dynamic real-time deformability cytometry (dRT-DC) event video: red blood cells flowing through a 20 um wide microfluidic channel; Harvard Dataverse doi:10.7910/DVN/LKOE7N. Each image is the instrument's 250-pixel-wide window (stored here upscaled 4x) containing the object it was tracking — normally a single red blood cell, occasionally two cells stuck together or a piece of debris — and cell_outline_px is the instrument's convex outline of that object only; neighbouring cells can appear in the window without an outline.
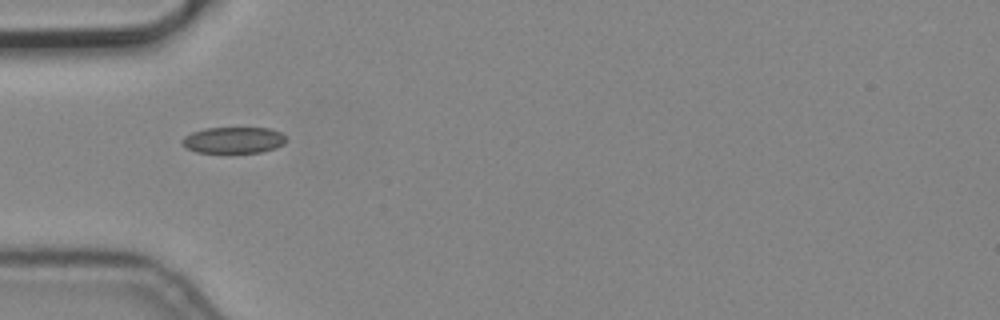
{"species": "common noctule bat (a hibernating species)", "species_latin": "Nyctalus noctula", "temperature_condition": "cold", "stored_images_in_passage": 4, "camera_frame_rate_fps": 3000, "um_per_image_px": 0.085, "animal": {"sex": "male", "body_mass_g": 19.2, "forearm_length_mm": 51.8}, "frame": {"image": 1, "passage_image": 1, "time_ms": 0.0, "image_size_px": [1000, 320], "cell_outline_px": [[288, 140], [284, 144], [276, 148], [260, 152], [196, 152], [184, 148], [180, 140], [184, 136], [192, 132], [204, 128], [268, 128], [280, 132], [288, 136]], "centroid_in_image_um": [19.86, 11.9], "position_along_channel_um": 65.1, "area_um2": 16.13}}
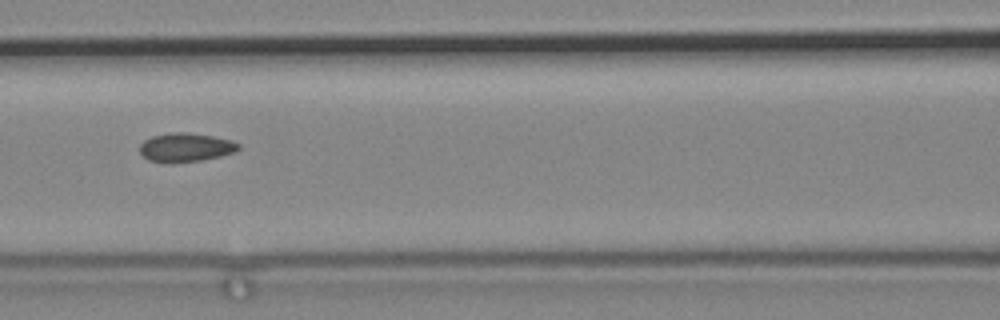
{"frame": {"image": 2, "passage_image": 3, "time_ms": 0.667, "image_size_px": [1000, 320], "cell_outline_px": [[240, 148], [236, 152], [220, 156], [200, 160], [148, 160], [140, 152], [140, 144], [144, 140], [152, 136], [172, 132], [184, 132], [212, 136], [232, 140], [240, 144]], "centroid_in_image_um": [15.83, 12.48], "position_along_channel_um": 150.8, "area_um2": 15.95}}
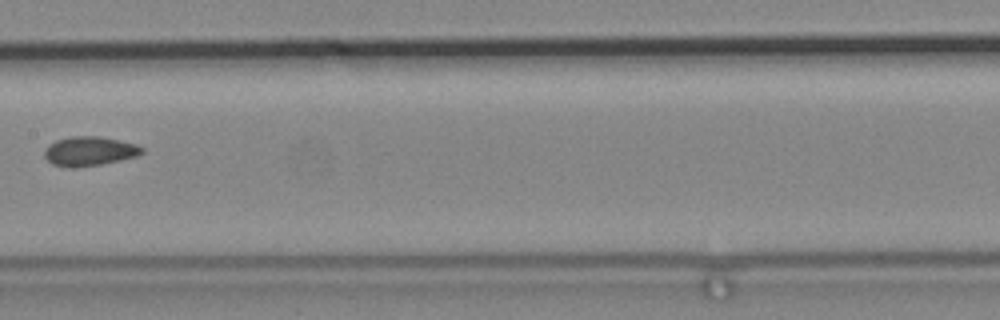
{"frame": {"image": 3, "passage_image": 4, "time_ms": 1.0, "image_size_px": [1000, 320], "cell_outline_px": [[144, 152], [136, 156], [120, 160], [100, 164], [72, 168], [68, 168], [52, 164], [44, 156], [44, 148], [48, 144], [56, 140], [72, 136], [100, 136], [136, 144], [144, 148]], "centroid_in_image_um": [7.57, 12.85], "position_along_channel_um": 199.8, "area_um2": 16.7}}